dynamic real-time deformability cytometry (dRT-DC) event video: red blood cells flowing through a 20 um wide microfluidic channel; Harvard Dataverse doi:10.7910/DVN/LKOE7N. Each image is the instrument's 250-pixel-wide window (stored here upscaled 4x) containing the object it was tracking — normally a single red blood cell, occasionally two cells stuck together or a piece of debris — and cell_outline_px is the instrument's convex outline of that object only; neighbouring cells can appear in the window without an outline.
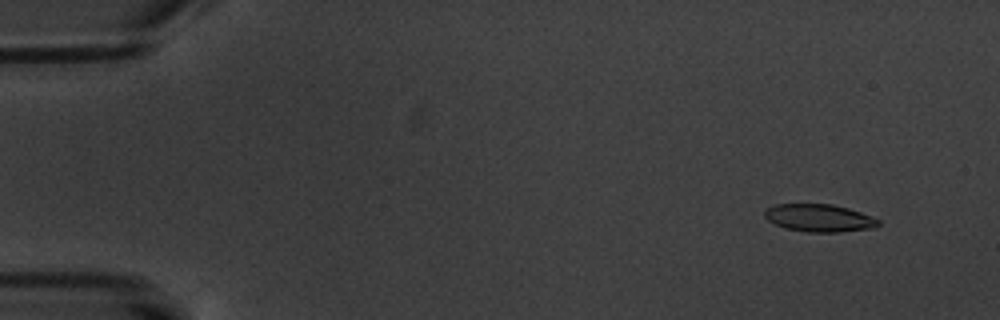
{"species": "common noctule bat (a hibernating species)", "species_latin": "Nyctalus noctula", "temperature_condition": "warm", "stored_images_in_passage": 7, "camera_frame_rate_fps": 3000, "um_per_image_px": 0.085, "animal": {"sex": "male", "body_mass_g": 20.1, "forearm_length_mm": 53.5}, "frame": {"image": 1, "passage_image": 2, "time_ms": 1.0, "image_size_px": [1000, 320], "cell_outline_px": [[880, 224], [876, 228], [840, 232], [804, 232], [784, 228], [768, 220], [764, 216], [764, 212], [768, 208], [776, 204], [832, 204], [848, 208], [872, 216], [880, 220]], "centroid_in_image_um": [69.66, 18.54], "position_along_channel_um": 15.3, "area_um2": 18.44}}
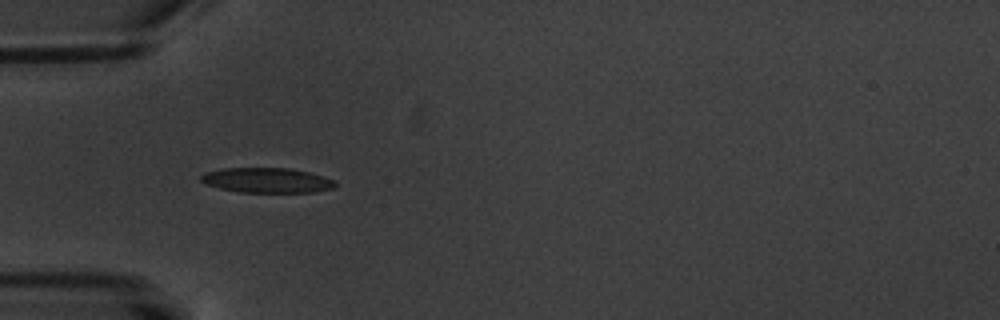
{"frame": {"image": 2, "passage_image": 6, "time_ms": 5.667, "image_size_px": [1000, 320], "cell_outline_px": [[336, 184], [332, 188], [312, 192], [240, 192], [220, 188], [204, 184], [200, 180], [200, 176], [204, 172], [224, 168], [292, 168], [324, 176], [336, 180]], "centroid_in_image_um": [22.67, 15.31], "position_along_channel_um": 62.3, "area_um2": 19.59}}